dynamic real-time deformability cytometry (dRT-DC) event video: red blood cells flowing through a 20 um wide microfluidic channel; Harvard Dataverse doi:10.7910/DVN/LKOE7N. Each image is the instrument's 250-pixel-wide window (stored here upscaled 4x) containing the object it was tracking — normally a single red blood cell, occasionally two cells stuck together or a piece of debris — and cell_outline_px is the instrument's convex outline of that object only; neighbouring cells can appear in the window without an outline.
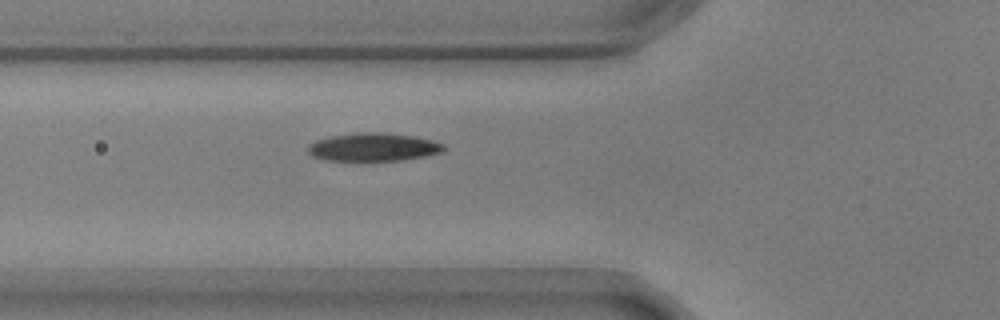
{"species": "common noctule bat (a hibernating species)", "species_latin": "Nyctalus noctula", "temperature_condition": "warm", "stored_images_in_passage": 35, "camera_frame_rate_fps": 3000, "um_per_image_px": 0.085, "animal": {"sex": "male", "body_mass_g": 17.9, "forearm_length_mm": 54.2}, "frame": {"image": 1, "passage_image": 3, "time_ms": 0.667, "image_size_px": [1000, 320], "cell_outline_px": [[444, 148], [440, 152], [424, 156], [400, 160], [328, 160], [312, 156], [308, 152], [308, 144], [316, 140], [328, 136], [356, 132], [380, 132], [416, 136], [432, 140], [444, 144]], "centroid_in_image_um": [31.7, 12.48], "position_along_channel_um": 94.1, "area_um2": 22.2}}
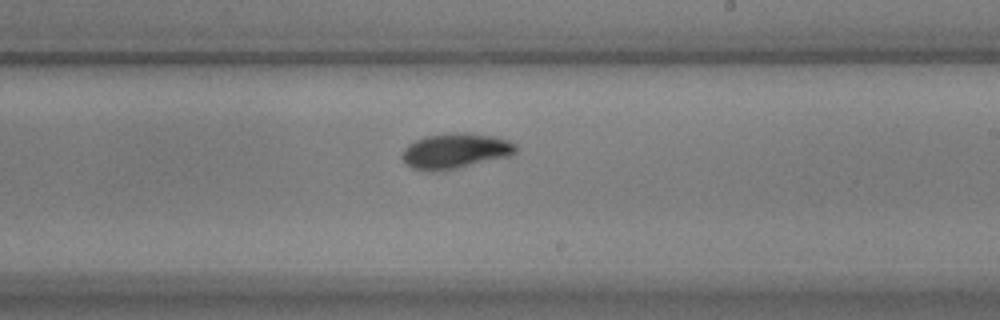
{"frame": {"image": 2, "passage_image": 16, "time_ms": 5.0, "image_size_px": [1000, 320], "cell_outline_px": [[516, 152], [512, 156], [444, 172], [428, 172], [412, 168], [404, 164], [400, 156], [404, 148], [408, 144], [424, 136], [464, 132], [496, 136], [508, 140], [516, 144]], "centroid_in_image_um": [38.69, 12.86], "position_along_channel_um": 250.3, "area_um2": 24.1}}
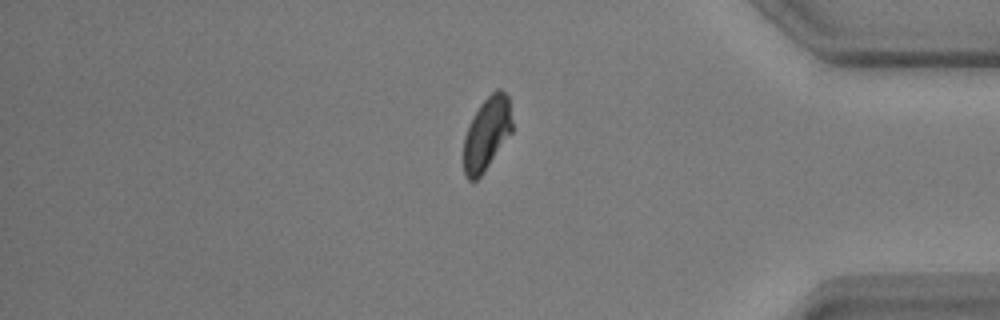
{"frame": {"image": 3, "passage_image": 30, "time_ms": 9.667, "image_size_px": [1000, 320], "cell_outline_px": [[512, 132], [484, 172], [476, 180], [468, 180], [464, 176], [464, 136], [480, 104], [496, 88], [500, 88], [508, 96], [512, 120]], "centroid_in_image_um": [41.38, 11.36], "position_along_channel_um": 393.8, "area_um2": 20.52}}